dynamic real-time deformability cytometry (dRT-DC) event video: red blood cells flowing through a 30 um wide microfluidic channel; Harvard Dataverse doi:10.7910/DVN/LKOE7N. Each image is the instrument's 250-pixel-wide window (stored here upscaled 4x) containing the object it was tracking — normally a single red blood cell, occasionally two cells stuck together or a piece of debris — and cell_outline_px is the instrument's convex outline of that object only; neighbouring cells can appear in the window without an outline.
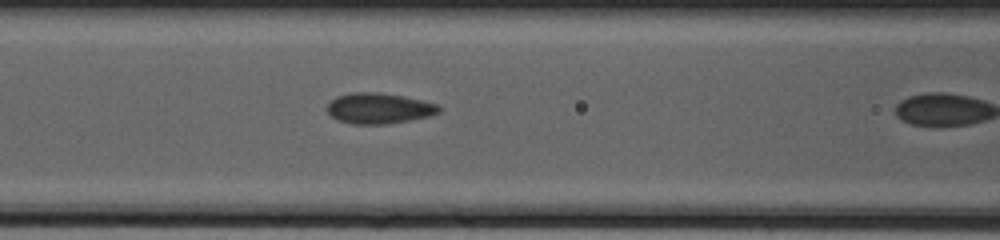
{"species": "common noctule bat (a hibernating species)", "species_latin": "Nyctalus noctula", "temperature_condition": "cold", "stored_images_in_passage": 10, "camera_frame_rate_fps": 3000, "um_per_image_px": 0.085, "animal": {"sex": "female", "body_mass_g": 20.0, "forearm_length_mm": 54.0}, "frame": {"image": 1, "passage_image": 9, "time_ms": 2.667, "image_size_px": [1000, 240], "cell_outline_px": [[440, 112], [428, 116], [388, 124], [352, 124], [336, 120], [328, 112], [328, 104], [336, 96], [356, 92], [380, 92], [404, 96], [424, 100], [440, 104]], "centroid_in_image_um": [32.23, 9.2], "position_along_channel_um": 134.4, "area_um2": 20.06}}